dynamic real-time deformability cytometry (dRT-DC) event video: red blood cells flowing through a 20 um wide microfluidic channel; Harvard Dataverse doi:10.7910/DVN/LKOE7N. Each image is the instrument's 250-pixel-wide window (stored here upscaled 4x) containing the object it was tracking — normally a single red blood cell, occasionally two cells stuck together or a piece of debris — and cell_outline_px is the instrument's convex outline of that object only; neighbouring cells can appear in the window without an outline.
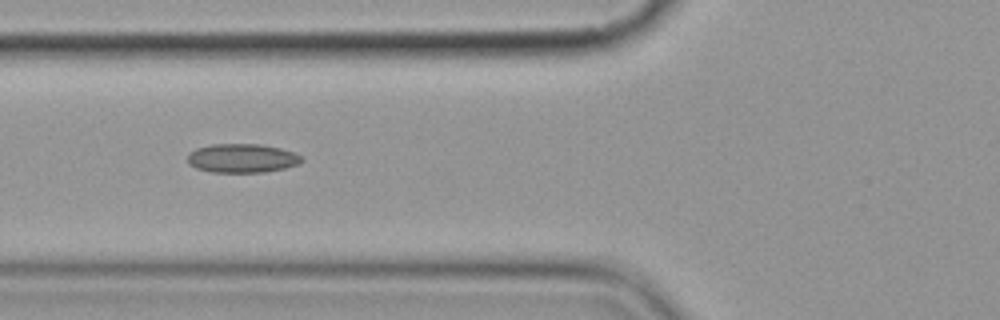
{"species": "common noctule bat (a hibernating species)", "species_latin": "Nyctalus noctula", "temperature_condition": "cold", "stored_images_in_passage": 9, "camera_frame_rate_fps": 3000, "um_per_image_px": 0.085, "animal": {"sex": "female", "body_mass_g": 19.9}, "frame": {"image": 1, "passage_image": 6, "time_ms": 5.667, "image_size_px": [1000, 320], "cell_outline_px": [[304, 160], [300, 164], [284, 168], [264, 172], [212, 172], [196, 168], [188, 164], [188, 152], [196, 148], [212, 144], [260, 144], [280, 148], [292, 152], [300, 156]], "centroid_in_image_um": [20.56, 13.45], "position_along_channel_um": 105.2, "area_um2": 19.25}}
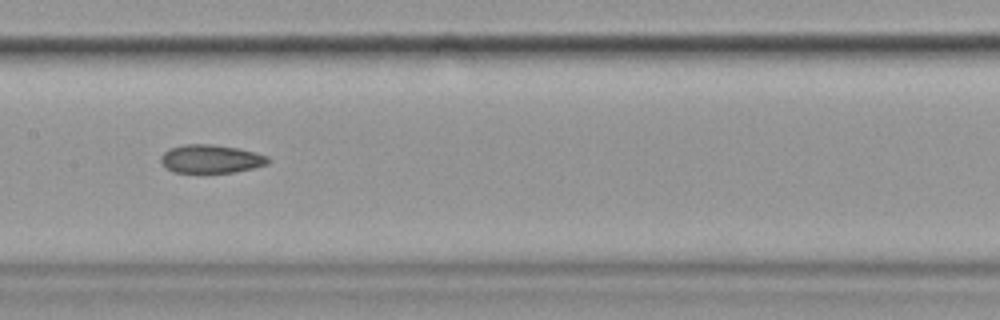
{"frame": {"image": 2, "passage_image": 8, "time_ms": 8.0, "image_size_px": [1000, 320], "cell_outline_px": [[268, 164], [252, 168], [232, 172], [172, 172], [160, 160], [160, 156], [168, 148], [184, 144], [212, 144], [236, 148], [268, 156]], "centroid_in_image_um": [17.88, 13.49], "position_along_channel_um": 189.5, "area_um2": 17.46}}
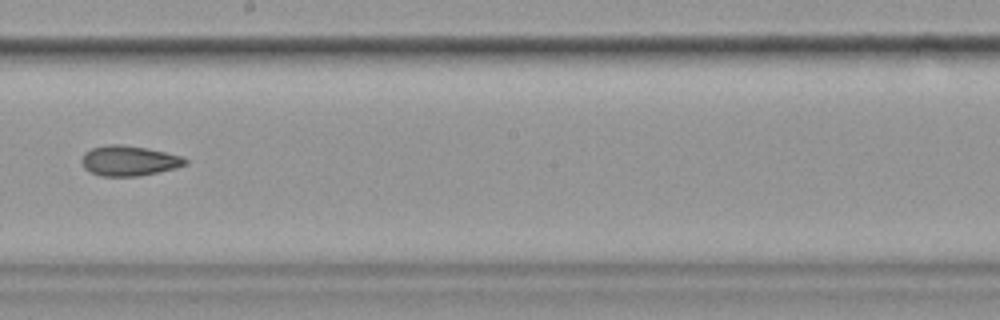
{"frame": {"image": 3, "passage_image": 9, "time_ms": 9.333, "image_size_px": [1000, 320], "cell_outline_px": [[188, 164], [176, 168], [140, 176], [100, 176], [84, 168], [80, 160], [84, 152], [92, 148], [108, 144], [120, 144], [144, 148], [184, 156], [188, 160]], "centroid_in_image_um": [10.97, 13.67], "position_along_channel_um": 237.2, "area_um2": 18.26}}